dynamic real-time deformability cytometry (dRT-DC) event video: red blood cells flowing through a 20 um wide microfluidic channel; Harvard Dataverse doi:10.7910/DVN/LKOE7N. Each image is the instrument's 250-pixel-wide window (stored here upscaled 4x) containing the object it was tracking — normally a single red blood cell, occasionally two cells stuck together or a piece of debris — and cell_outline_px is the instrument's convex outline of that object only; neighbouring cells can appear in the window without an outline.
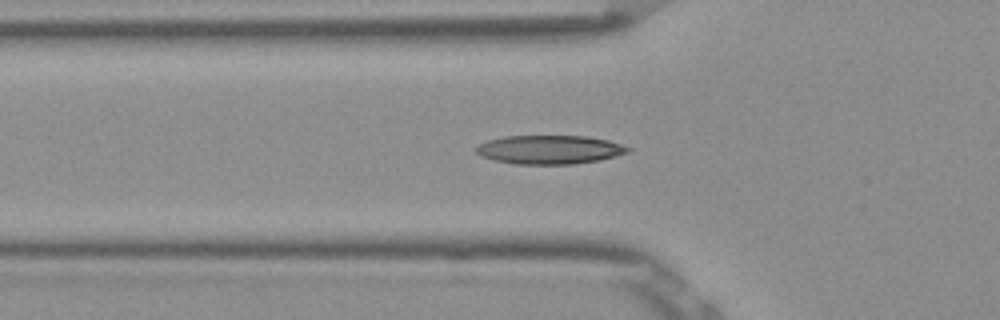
{"species": "Egyptian fruit bat (a non-hibernating species)", "species_latin": "Rousettus aegyptiacus", "temperature_condition": "room temperature", "stored_images_in_passage": 46, "camera_frame_rate_fps": 3000, "um_per_image_px": 0.085, "frame": {"image": 1, "passage_image": 13, "time_ms": 4.0, "image_size_px": [1000, 320], "cell_outline_px": [[632, 148], [628, 152], [600, 160], [572, 164], [516, 164], [496, 160], [480, 156], [476, 152], [476, 148], [480, 144], [488, 140], [504, 136], [588, 136], [608, 140]], "centroid_in_image_um": [46.72, 12.71], "position_along_channel_um": 79.1, "area_um2": 25.32}}
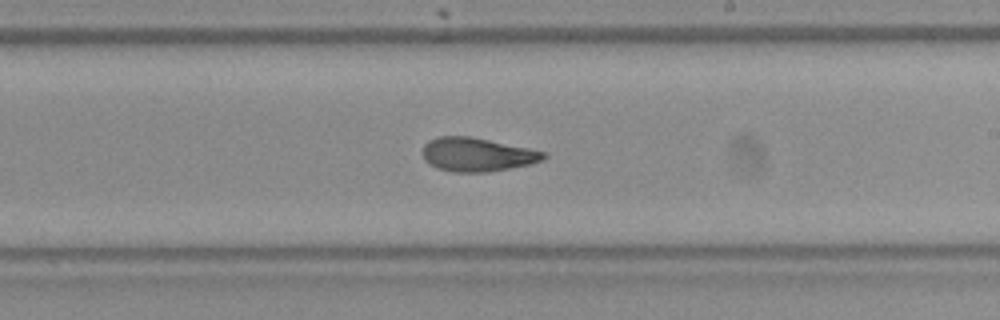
{"frame": {"image": 2, "passage_image": 26, "time_ms": 8.333, "image_size_px": [1000, 320], "cell_outline_px": [[548, 156], [544, 160], [528, 164], [488, 172], [452, 172], [436, 168], [428, 164], [424, 160], [424, 144], [428, 140], [440, 136], [468, 136], [528, 148], [544, 152]], "centroid_in_image_um": [40.52, 13.14], "position_along_channel_um": 248.5, "area_um2": 23.58}}
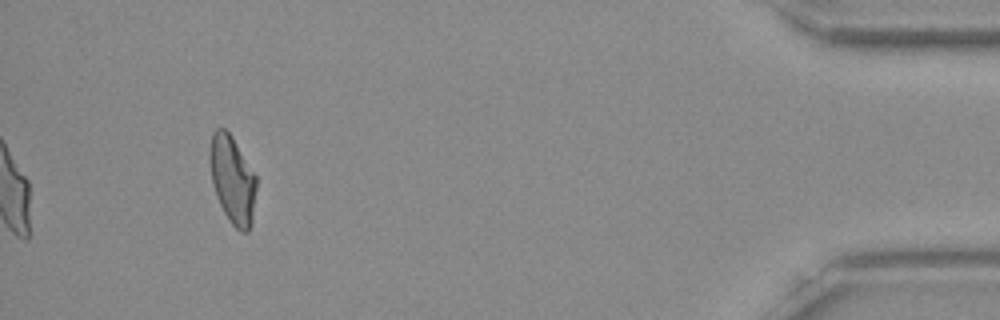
{"frame": {"image": 3, "passage_image": 44, "time_ms": 14.333, "image_size_px": [1000, 320], "cell_outline_px": [[256, 188], [252, 224], [248, 232], [240, 232], [232, 224], [224, 212], [220, 204], [212, 184], [208, 160], [208, 152], [212, 132], [216, 128], [224, 128], [232, 136], [256, 176]], "centroid_in_image_um": [19.73, 15.26], "position_along_channel_um": 415.5, "area_um2": 23.99}, "authors_computed_cell_mechanics": {"area_um2": 23.8136, "velocity_mm_per_s": 3.8864, "shape_relaxation_time_tau1_ms": 9.6037, "shape_relaxation_time_tau2_ms": 2.2632, "deformation_change_tau1": 0.253, "deformation_change_tau2": 0.0879}}